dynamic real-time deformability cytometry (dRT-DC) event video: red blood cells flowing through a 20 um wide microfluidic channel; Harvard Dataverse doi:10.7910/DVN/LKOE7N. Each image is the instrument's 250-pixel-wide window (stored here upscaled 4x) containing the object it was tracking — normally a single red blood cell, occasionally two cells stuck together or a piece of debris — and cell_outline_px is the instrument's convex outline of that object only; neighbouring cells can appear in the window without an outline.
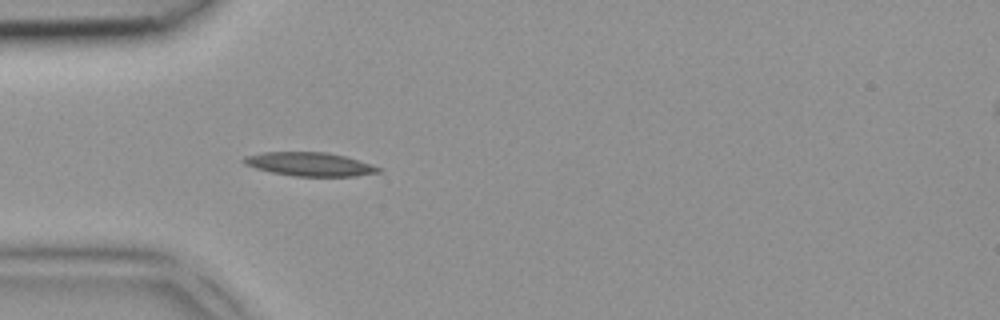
{"species": "common noctule bat (a hibernating species)", "species_latin": "Nyctalus noctula", "temperature_condition": "room temperature", "stored_images_in_passage": 4, "camera_frame_rate_fps": 3000, "um_per_image_px": 0.085, "animal": {"sex": "female", "body_mass_g": 18.4}, "frame": {"image": 1, "passage_image": 4, "time_ms": 1.0, "image_size_px": [1000, 320], "cell_outline_px": [[384, 168], [380, 172], [356, 176], [292, 176], [272, 172], [256, 168], [244, 164], [240, 160], [244, 156], [264, 152], [324, 152], [344, 156]], "centroid_in_image_um": [26.31, 13.96], "position_along_channel_um": 58.7, "area_um2": 18.55}}